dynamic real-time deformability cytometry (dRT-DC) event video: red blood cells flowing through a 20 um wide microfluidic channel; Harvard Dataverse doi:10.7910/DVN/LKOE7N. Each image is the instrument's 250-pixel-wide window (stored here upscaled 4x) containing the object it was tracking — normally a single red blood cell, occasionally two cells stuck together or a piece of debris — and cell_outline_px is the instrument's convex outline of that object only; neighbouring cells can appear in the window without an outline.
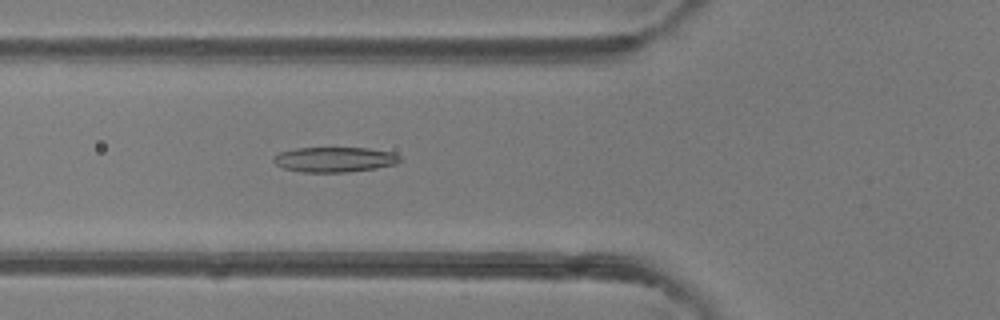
{"species": "common noctule bat (a hibernating species)", "species_latin": "Nyctalus noctula", "temperature_condition": "room temperature", "stored_images_in_passage": 48, "camera_frame_rate_fps": 3000, "um_per_image_px": 0.085, "animal": {"sex": "female"}, "frame": {"image": 1, "passage_image": 17, "time_ms": 5.333, "image_size_px": [1000, 320], "cell_outline_px": [[404, 160], [396, 164], [376, 168], [348, 172], [300, 172], [284, 168], [276, 164], [272, 160], [272, 156], [280, 152], [296, 148], [368, 148], [392, 152], [400, 156]], "centroid_in_image_um": [28.45, 13.56], "position_along_channel_um": 97.3, "area_um2": 18.61}}
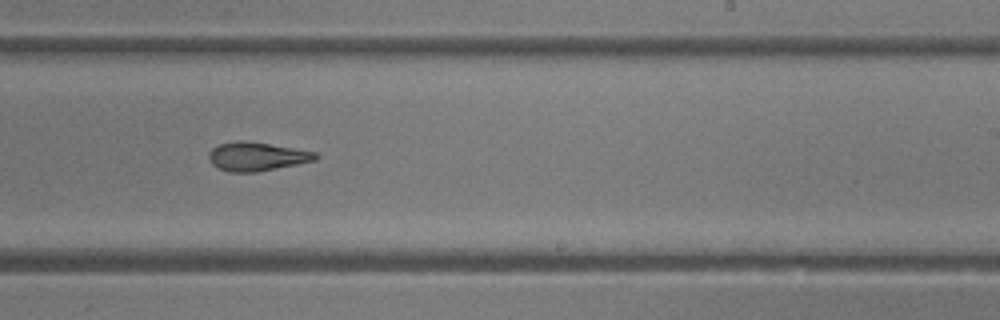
{"frame": {"image": 2, "passage_image": 29, "time_ms": 9.333, "image_size_px": [1000, 320], "cell_outline_px": [[320, 156], [316, 160], [256, 172], [228, 172], [212, 164], [208, 160], [208, 152], [212, 148], [220, 144], [240, 140], [244, 140], [316, 152]], "centroid_in_image_um": [21.8, 13.3], "position_along_channel_um": 267.2, "area_um2": 17.69}}
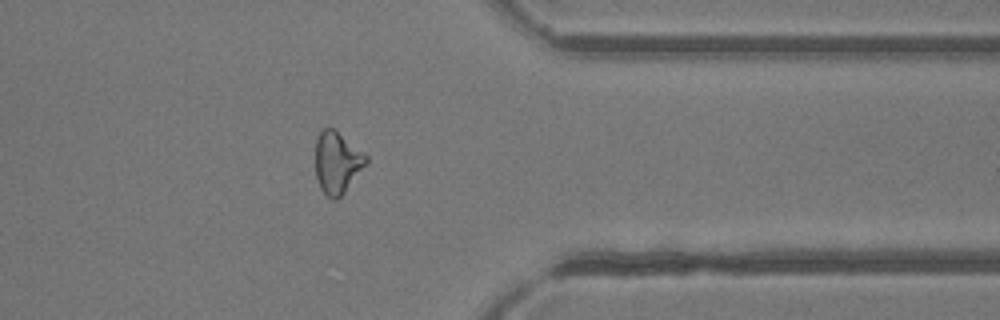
{"frame": {"image": 3, "passage_image": 38, "time_ms": 12.333, "image_size_px": [1000, 320], "cell_outline_px": [[368, 160], [344, 192], [336, 200], [332, 200], [320, 188], [316, 176], [316, 136], [320, 128], [332, 128], [364, 152], [368, 156]], "centroid_in_image_um": [28.63, 13.79], "position_along_channel_um": 382.8, "area_um2": 17.98}, "authors_computed_cell_mechanics": {"area_um2": 18.9873, "velocity_mm_per_s": 4.2282, "shape_relaxation_time_tau1_ms": 6.2977, "shape_relaxation_time_tau2_ms": 1.4842, "deformation_change_tau1": 0.1874, "deformation_change_tau2": 0.0874}}